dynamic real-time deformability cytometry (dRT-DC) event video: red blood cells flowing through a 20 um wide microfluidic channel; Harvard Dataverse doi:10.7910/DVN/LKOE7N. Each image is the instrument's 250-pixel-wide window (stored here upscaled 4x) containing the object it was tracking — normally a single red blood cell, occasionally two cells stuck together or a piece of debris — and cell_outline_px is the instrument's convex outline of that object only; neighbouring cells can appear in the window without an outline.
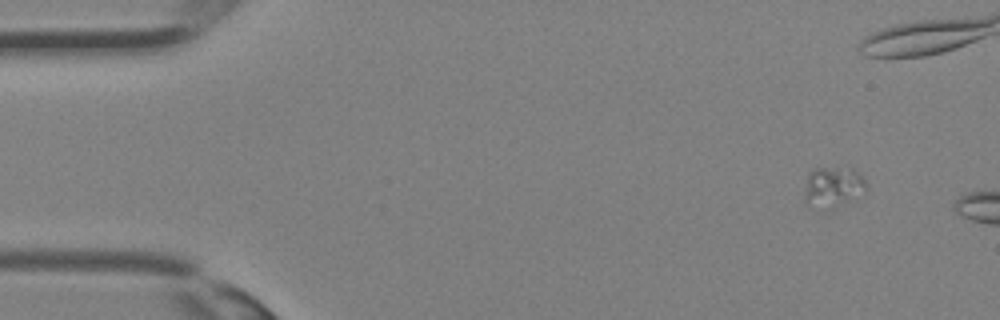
{"species": "Egyptian fruit bat (a non-hibernating species)", "species_latin": "Rousettus aegyptiacus", "temperature_condition": "room temperature", "stored_images_in_passage": 4, "camera_frame_rate_fps": 3000, "um_per_image_px": 0.085, "animal": {"sex": "female"}, "frame": {"image": 1, "passage_image": 1, "time_ms": 0.0, "image_size_px": [1000, 320], "cell_outline_px": [[868, 188], [864, 192], [808, 208], [804, 204], [804, 192], [808, 172], [816, 168], [852, 168], [864, 180]], "centroid_in_image_um": [70.7, 15.76], "position_along_channel_um": 14.3, "area_um2": 13.18}}